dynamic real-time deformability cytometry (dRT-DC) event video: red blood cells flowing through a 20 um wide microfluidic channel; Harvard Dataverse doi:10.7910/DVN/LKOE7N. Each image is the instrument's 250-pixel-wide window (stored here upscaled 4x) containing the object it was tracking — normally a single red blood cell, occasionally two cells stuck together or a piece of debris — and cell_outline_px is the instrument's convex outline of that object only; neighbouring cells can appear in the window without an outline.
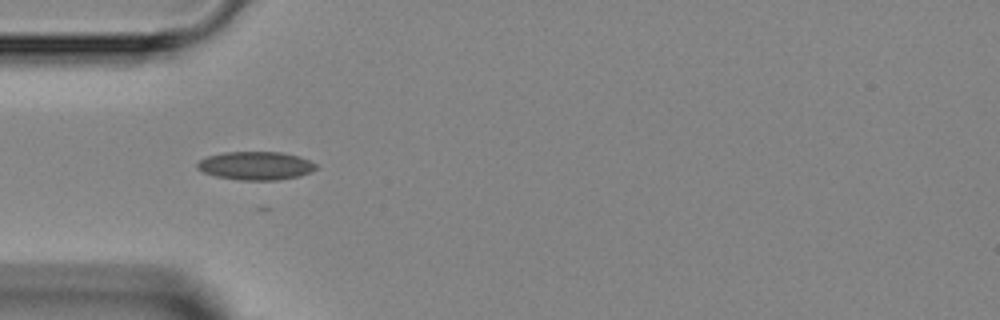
{"species": "Egyptian fruit bat (a non-hibernating species)", "species_latin": "Rousettus aegyptiacus", "temperature_condition": "room temperature", "stored_images_in_passage": 6, "camera_frame_rate_fps": 3000, "um_per_image_px": 0.085, "animal": {"sex": "female"}, "frame": {"image": 1, "passage_image": 5, "time_ms": 4.667, "image_size_px": [1000, 320], "cell_outline_px": [[320, 168], [312, 172], [300, 176], [276, 180], [240, 180], [216, 176], [204, 172], [196, 168], [196, 164], [200, 160], [208, 156], [224, 152], [280, 152], [300, 156], [316, 164]], "centroid_in_image_um": [21.78, 14.09], "position_along_channel_um": 63.2, "area_um2": 19.71}}
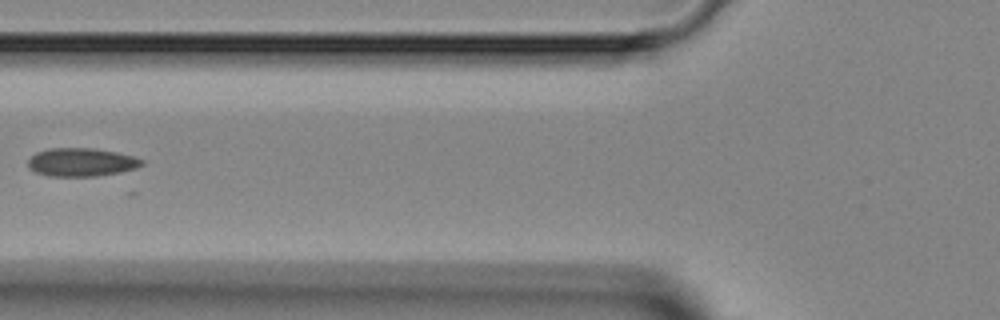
{"frame": {"image": 2, "passage_image": 6, "time_ms": 6.0, "image_size_px": [1000, 320], "cell_outline_px": [[144, 164], [136, 168], [120, 172], [96, 176], [48, 176], [36, 172], [28, 168], [28, 160], [36, 152], [48, 148], [96, 148], [116, 152], [132, 156], [144, 160]], "centroid_in_image_um": [6.91, 13.78], "position_along_channel_um": 118.9, "area_um2": 18.84}}